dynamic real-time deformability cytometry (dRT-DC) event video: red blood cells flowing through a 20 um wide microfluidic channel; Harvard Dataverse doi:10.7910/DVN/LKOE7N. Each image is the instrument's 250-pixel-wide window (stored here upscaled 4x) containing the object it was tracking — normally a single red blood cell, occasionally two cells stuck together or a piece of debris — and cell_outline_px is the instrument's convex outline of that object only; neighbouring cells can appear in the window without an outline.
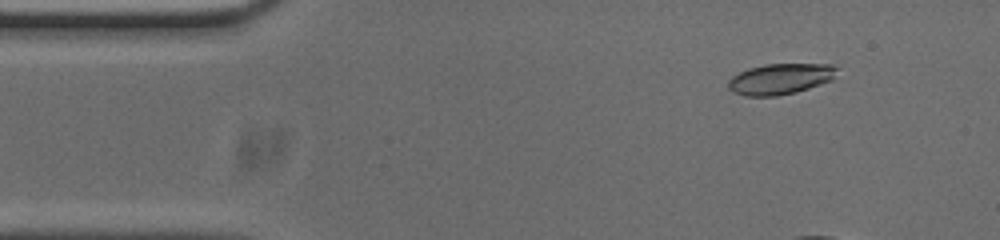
{"species": "common noctule bat (a hibernating species)", "species_latin": "Nyctalus noctula", "temperature_condition": "cold", "stored_images_in_passage": 13, "camera_frame_rate_fps": 3000, "um_per_image_px": 0.085, "animal": {"sex": "male", "body_mass_g": 20.0, "forearm_length_mm": 53.3}, "frame": {"image": 1, "passage_image": 6, "time_ms": 1.667, "image_size_px": [1000, 240], "cell_outline_px": [[836, 68], [832, 80], [808, 88], [776, 96], [744, 96], [728, 88], [728, 80], [732, 76], [748, 68], [764, 64], [832, 64]], "centroid_in_image_um": [66.28, 6.7], "position_along_channel_um": 18.7, "area_um2": 19.25}}